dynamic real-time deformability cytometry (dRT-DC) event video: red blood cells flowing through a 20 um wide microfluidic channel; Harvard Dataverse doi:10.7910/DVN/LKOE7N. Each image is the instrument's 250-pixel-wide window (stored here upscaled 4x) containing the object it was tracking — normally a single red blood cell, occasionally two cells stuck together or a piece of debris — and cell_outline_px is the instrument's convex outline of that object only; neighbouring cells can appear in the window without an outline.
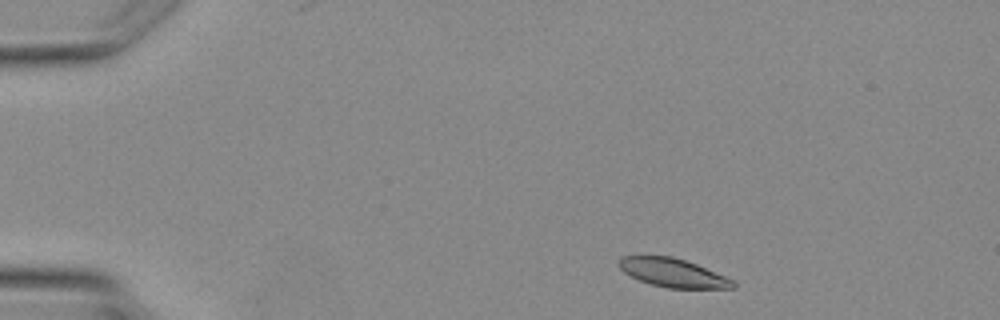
{"species": "Egyptian fruit bat (a non-hibernating species)", "species_latin": "Rousettus aegyptiacus", "temperature_condition": "warm", "stored_images_in_passage": 2, "camera_frame_rate_fps": 3000, "um_per_image_px": 0.085, "animal": {"sex": "female"}, "frame": {"image": 1, "passage_image": 1, "time_ms": 0.0, "image_size_px": [1000, 320], "cell_outline_px": [[736, 288], [668, 288], [652, 284], [640, 280], [624, 272], [616, 264], [616, 260], [620, 256], [672, 256], [696, 264], [736, 280]], "centroid_in_image_um": [57.2, 23.18], "position_along_channel_um": 27.8, "area_um2": 19.07}}